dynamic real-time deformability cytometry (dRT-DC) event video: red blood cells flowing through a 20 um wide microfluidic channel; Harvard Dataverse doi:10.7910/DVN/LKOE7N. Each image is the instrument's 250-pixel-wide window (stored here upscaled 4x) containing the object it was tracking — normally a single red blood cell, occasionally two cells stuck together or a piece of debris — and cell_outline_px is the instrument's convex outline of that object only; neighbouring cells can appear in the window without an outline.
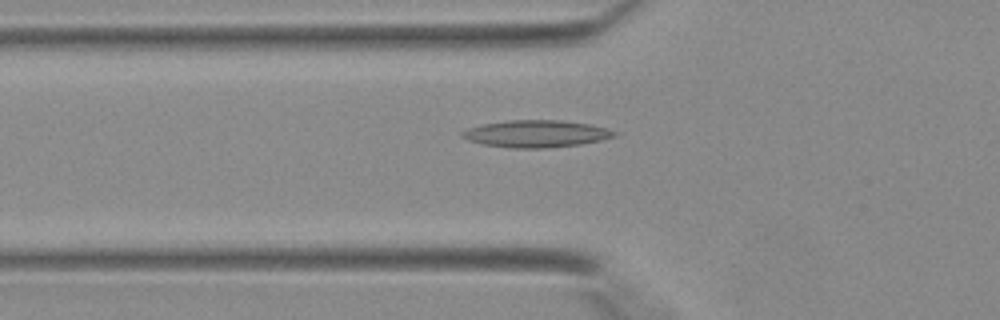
{"species": "Egyptian fruit bat (a non-hibernating species)", "species_latin": "Rousettus aegyptiacus", "temperature_condition": "warm", "stored_images_in_passage": 30, "camera_frame_rate_fps": 3000, "um_per_image_px": 0.085, "animal": {"sex": "female"}, "frame": {"image": 1, "passage_image": 6, "time_ms": 1.667, "image_size_px": [1000, 320], "cell_outline_px": [[616, 136], [600, 140], [580, 144], [548, 148], [512, 148], [484, 144], [468, 140], [460, 136], [460, 132], [468, 128], [484, 124], [508, 120], [564, 120], [588, 124], [604, 128], [616, 132]], "centroid_in_image_um": [45.54, 11.37], "position_along_channel_um": 80.3, "area_um2": 23.87}}
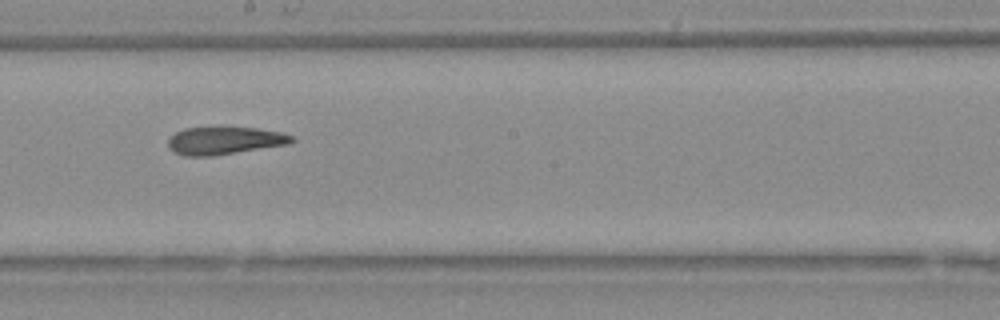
{"frame": {"image": 2, "passage_image": 15, "time_ms": 4.667, "image_size_px": [1000, 320], "cell_outline_px": [[296, 140], [292, 144], [212, 156], [184, 156], [172, 152], [168, 144], [168, 140], [176, 132], [184, 128], [256, 128], [280, 132], [292, 136]], "centroid_in_image_um": [19.11, 11.97], "position_along_channel_um": 229.1, "area_um2": 19.88}}
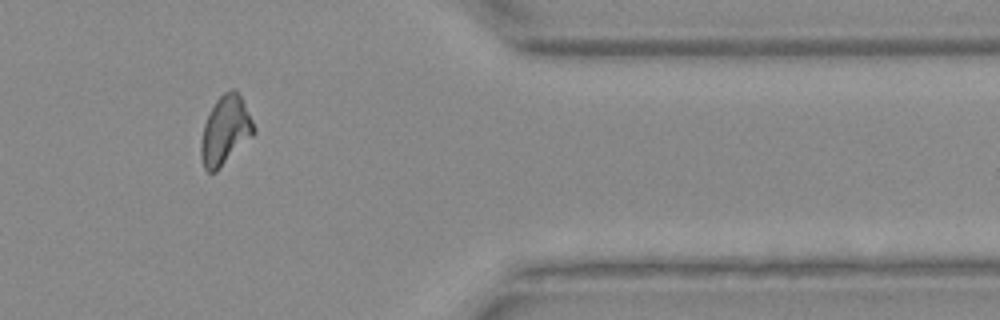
{"frame": {"image": 3, "passage_image": 26, "time_ms": 8.333, "image_size_px": [1000, 320], "cell_outline_px": [[256, 132], [216, 172], [208, 172], [204, 168], [200, 156], [200, 144], [204, 124], [216, 100], [224, 92], [232, 88], [236, 88], [256, 128]], "centroid_in_image_um": [19.14, 11.1], "position_along_channel_um": 392.3, "area_um2": 20.98}}